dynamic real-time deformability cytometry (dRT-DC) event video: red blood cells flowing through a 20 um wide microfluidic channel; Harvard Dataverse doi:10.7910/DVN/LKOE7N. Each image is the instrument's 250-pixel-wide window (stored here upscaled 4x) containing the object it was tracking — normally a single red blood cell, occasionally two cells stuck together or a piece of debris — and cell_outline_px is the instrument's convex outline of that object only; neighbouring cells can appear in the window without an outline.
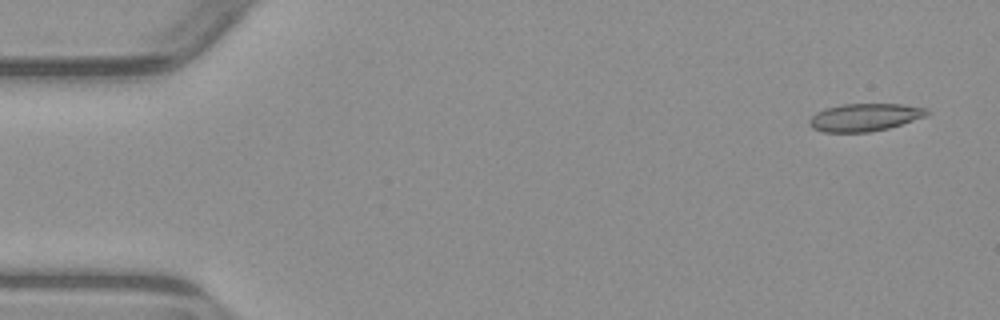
{"species": "common noctule bat (a hibernating species)", "species_latin": "Nyctalus noctula", "temperature_condition": "warm", "stored_images_in_passage": 4, "camera_frame_rate_fps": 3000, "um_per_image_px": 0.085, "animal": {"sex": "male", "body_mass_g": 23.1, "forearm_length_mm": 52.7}, "frame": {"image": 1, "passage_image": 1, "time_ms": 0.0, "image_size_px": [1000, 320], "cell_outline_px": [[932, 112], [928, 116], [888, 128], [868, 132], [824, 132], [812, 128], [808, 124], [808, 120], [816, 112], [824, 108], [840, 104], [904, 104], [928, 108]], "centroid_in_image_um": [73.52, 9.96], "position_along_channel_um": 11.5, "area_um2": 19.25}}
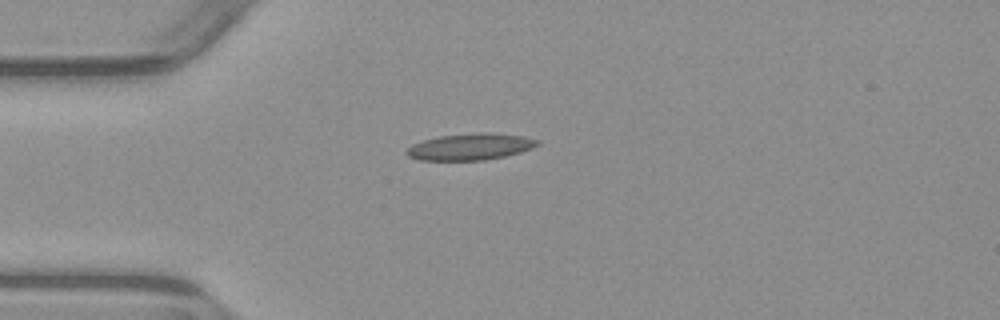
{"frame": {"image": 2, "passage_image": 4, "time_ms": 3.667, "image_size_px": [1000, 320], "cell_outline_px": [[540, 144], [532, 148], [520, 152], [504, 156], [484, 160], [420, 160], [408, 156], [404, 152], [412, 144], [424, 140], [440, 136], [480, 132], [484, 132], [524, 136], [540, 140]], "centroid_in_image_um": [39.99, 12.47], "position_along_channel_um": 45.0, "area_um2": 20.17}}